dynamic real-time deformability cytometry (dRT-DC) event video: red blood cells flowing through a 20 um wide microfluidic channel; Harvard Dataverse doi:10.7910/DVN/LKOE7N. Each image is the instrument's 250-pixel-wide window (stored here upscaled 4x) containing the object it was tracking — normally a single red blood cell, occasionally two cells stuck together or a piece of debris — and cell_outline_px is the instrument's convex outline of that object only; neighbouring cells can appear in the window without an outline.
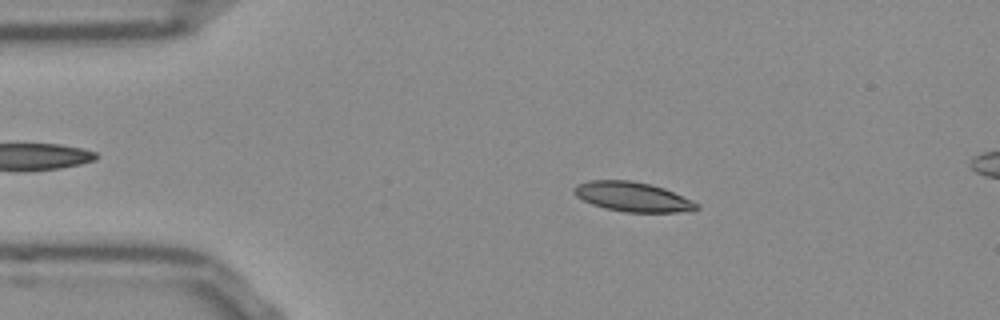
{"species": "Egyptian fruit bat (a non-hibernating species)", "species_latin": "Rousettus aegyptiacus", "temperature_condition": "room temperature", "stored_images_in_passage": 53, "segment_of_instrument_passage": [1, 2], "camera_frame_rate_fps": 3000, "um_per_image_px": 0.085, "frame": {"image": 1, "passage_image": 9, "time_ms": 2.667, "image_size_px": [1000, 320], "cell_outline_px": [[700, 208], [692, 212], [624, 212], [604, 208], [592, 204], [576, 196], [572, 192], [572, 188], [576, 184], [588, 180], [628, 180], [648, 184], [664, 188], [692, 200]], "centroid_in_image_um": [53.75, 16.73], "position_along_channel_um": 31.3, "area_um2": 21.21}}
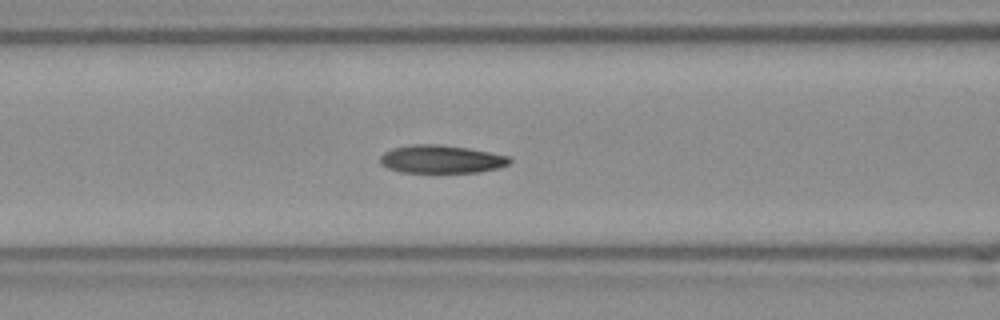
{"frame": {"image": 2, "passage_image": 20, "time_ms": 6.333, "image_size_px": [1000, 320], "cell_outline_px": [[512, 160], [508, 164], [500, 168], [476, 172], [400, 172], [388, 168], [380, 164], [380, 156], [384, 152], [392, 148], [412, 144], [440, 144], [468, 148], [508, 156]], "centroid_in_image_um": [37.48, 13.52], "position_along_channel_um": 129.1, "area_um2": 21.15}}
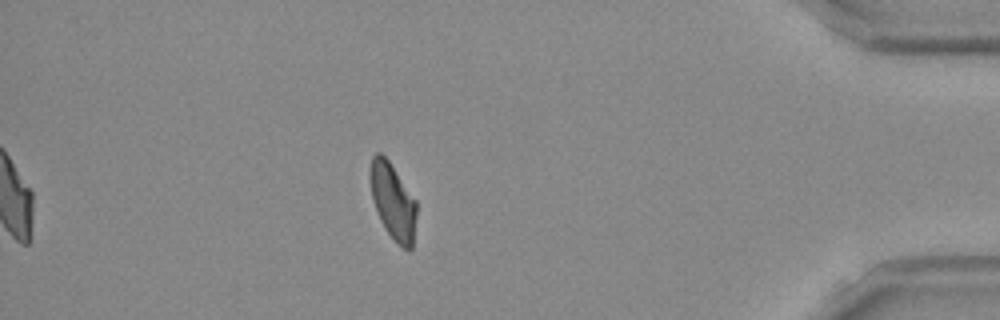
{"frame": {"image": 3, "passage_image": 45, "time_ms": 14.667, "image_size_px": [1000, 320], "cell_outline_px": [[416, 216], [412, 248], [408, 252], [396, 244], [380, 220], [372, 200], [368, 176], [368, 172], [372, 156], [376, 152], [380, 152], [388, 160], [416, 200]], "centroid_in_image_um": [33.37, 17.11], "position_along_channel_um": 401.8, "area_um2": 20.81}}